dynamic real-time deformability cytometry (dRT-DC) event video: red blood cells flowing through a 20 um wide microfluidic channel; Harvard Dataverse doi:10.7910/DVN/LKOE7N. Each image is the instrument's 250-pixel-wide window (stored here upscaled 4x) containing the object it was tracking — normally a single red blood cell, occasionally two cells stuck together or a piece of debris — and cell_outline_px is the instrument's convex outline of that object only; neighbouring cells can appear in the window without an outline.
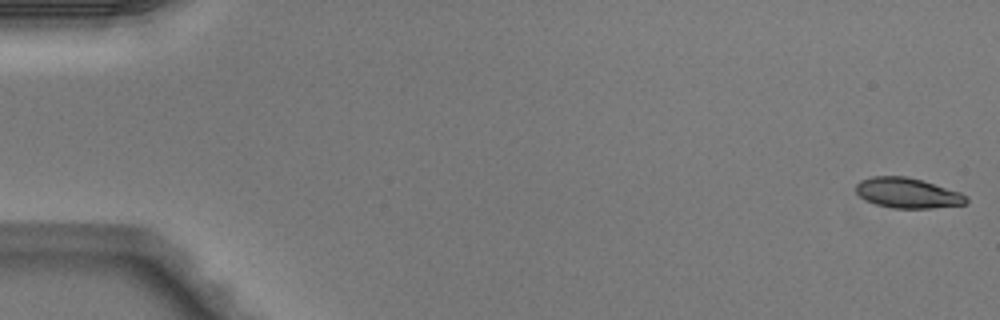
{"species": "Egyptian fruit bat (a non-hibernating species)", "species_latin": "Rousettus aegyptiacus", "temperature_condition": "warm", "stored_images_in_passage": 50, "camera_frame_rate_fps": 3000, "um_per_image_px": 0.085, "animal": {"sex": "male"}, "frame": {"image": 1, "passage_image": 1, "time_ms": 0.0, "image_size_px": [1000, 320], "cell_outline_px": [[968, 204], [932, 208], [892, 208], [876, 204], [864, 200], [856, 192], [856, 184], [860, 180], [872, 176], [908, 176], [960, 192], [968, 196]], "centroid_in_image_um": [77.15, 16.41], "position_along_channel_um": 7.9, "area_um2": 19.54}}
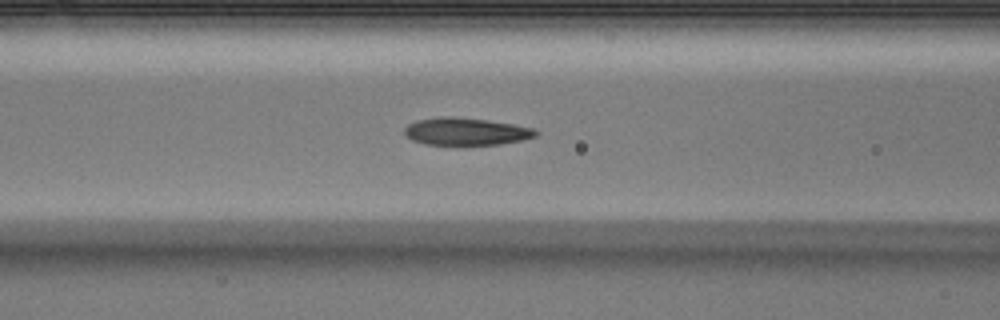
{"frame": {"image": 2, "passage_image": 21, "time_ms": 6.667, "image_size_px": [1000, 320], "cell_outline_px": [[540, 132], [536, 136], [524, 140], [500, 144], [424, 144], [412, 140], [404, 136], [404, 128], [408, 124], [416, 120], [444, 116], [448, 116], [488, 120], [512, 124], [532, 128]], "centroid_in_image_um": [39.59, 11.17], "position_along_channel_um": 127.0, "area_um2": 20.92}}
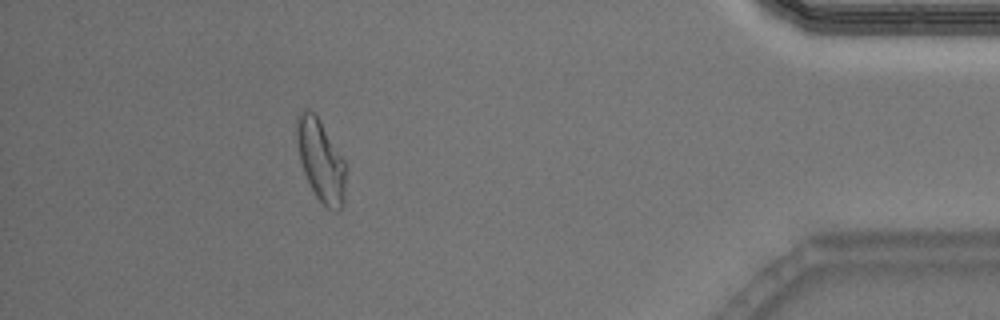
{"frame": {"image": 3, "passage_image": 45, "time_ms": 14.667, "image_size_px": [1000, 320], "cell_outline_px": [[344, 200], [340, 208], [336, 212], [328, 208], [316, 196], [304, 172], [300, 160], [296, 136], [296, 116], [304, 108], [308, 108], [320, 120], [344, 160]], "centroid_in_image_um": [27.24, 13.6], "position_along_channel_um": 408.0, "area_um2": 22.89}, "authors_computed_cell_mechanics": {"area_um2": 21.2126, "velocity_mm_per_s": 4.1065, "shape_relaxation_time_tau1_ms": 3.3039, "shape_relaxation_time_tau2_ms": 1.4176, "deformation_change_tau1": 0.1445, "deformation_change_tau2": 0.0791}}